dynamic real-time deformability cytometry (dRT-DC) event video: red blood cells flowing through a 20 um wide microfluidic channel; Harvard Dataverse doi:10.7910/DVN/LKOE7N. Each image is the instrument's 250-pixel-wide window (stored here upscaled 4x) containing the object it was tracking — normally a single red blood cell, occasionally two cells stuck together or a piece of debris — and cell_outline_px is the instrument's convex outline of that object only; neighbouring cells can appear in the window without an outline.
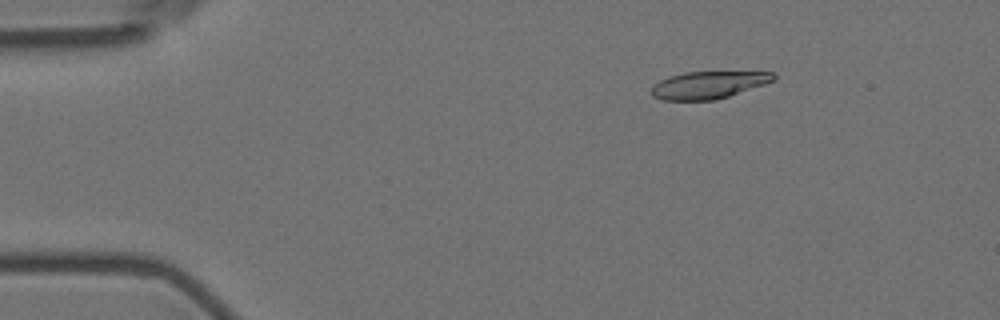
{"species": "Egyptian fruit bat (a non-hibernating species)", "species_latin": "Rousettus aegyptiacus", "temperature_condition": "room temperature", "stored_images_in_passage": 15, "camera_frame_rate_fps": 3000, "um_per_image_px": 0.085, "animal": {"sex": "female"}, "frame": {"image": 1, "passage_image": 3, "time_ms": 2.333, "image_size_px": [1000, 320], "cell_outline_px": [[776, 80], [716, 100], [664, 100], [652, 96], [652, 88], [660, 80], [668, 76], [684, 72], [776, 72]], "centroid_in_image_um": [60.23, 7.21], "position_along_channel_um": 24.8, "area_um2": 19.31}}
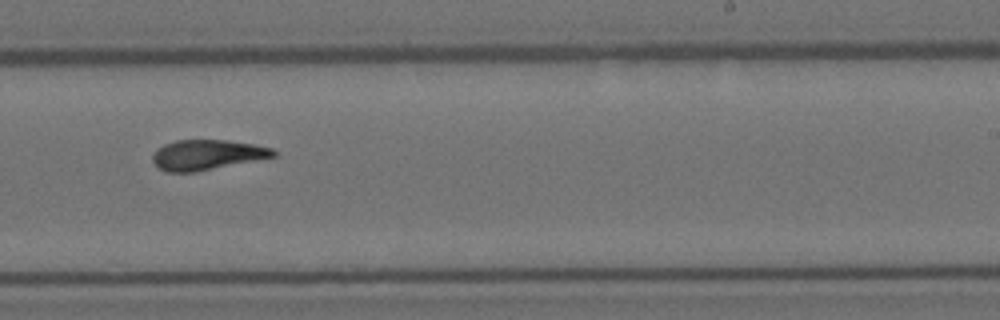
{"frame": {"image": 2, "passage_image": 10, "time_ms": 11.333, "image_size_px": [1000, 320], "cell_outline_px": [[276, 156], [196, 172], [168, 172], [160, 168], [152, 160], [152, 156], [164, 144], [176, 140], [224, 140], [252, 144], [272, 148], [276, 152]], "centroid_in_image_um": [17.6, 13.16], "position_along_channel_um": 271.4, "area_um2": 20.87}}
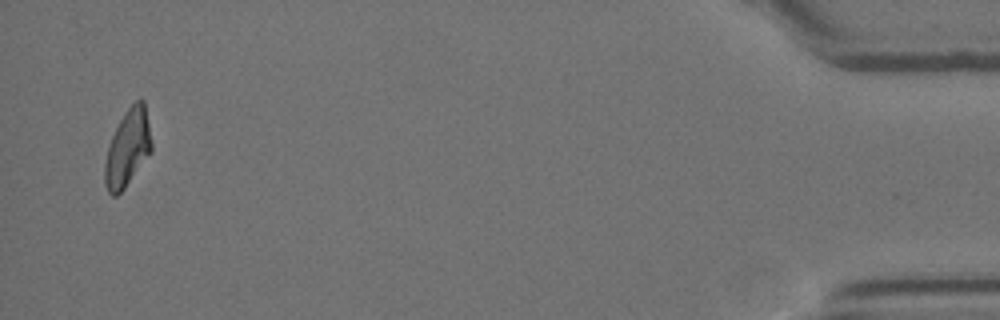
{"frame": {"image": 3, "passage_image": 15, "time_ms": 18.0, "image_size_px": [1000, 320], "cell_outline_px": [[152, 152], [124, 188], [116, 196], [112, 196], [108, 192], [104, 184], [104, 164], [108, 148], [112, 136], [124, 112], [136, 100], [144, 100], [152, 144]], "centroid_in_image_um": [10.85, 12.61], "position_along_channel_um": 424.4, "area_um2": 20.81}, "authors_computed_cell_mechanics": {"area_um2": 20.9236, "velocity_mm_per_s": 3.5538, "shape_relaxation_time_tau1_ms": 5.1227, "shape_relaxation_time_tau2_ms": 2.8488, "deformation_change_tau1": 0.1718, "deformation_change_tau2": 0.1022}}